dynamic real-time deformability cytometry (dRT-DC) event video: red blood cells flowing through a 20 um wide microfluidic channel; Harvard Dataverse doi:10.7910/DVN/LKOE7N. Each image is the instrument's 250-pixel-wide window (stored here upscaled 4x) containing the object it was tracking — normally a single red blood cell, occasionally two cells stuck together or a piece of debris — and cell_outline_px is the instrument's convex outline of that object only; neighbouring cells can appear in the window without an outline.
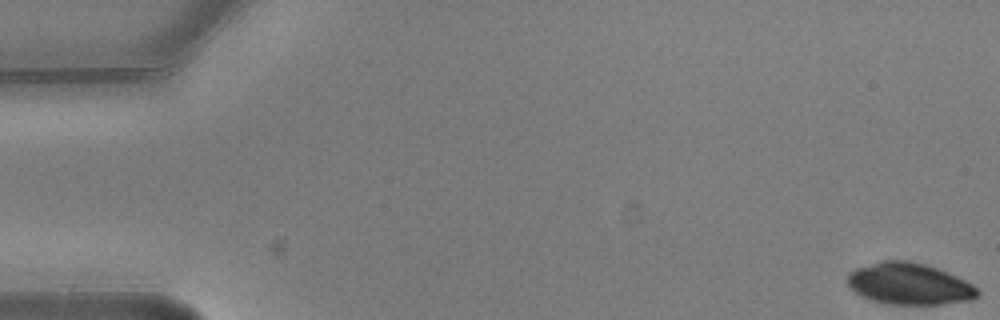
{"species": "common noctule bat (a hibernating species)", "species_latin": "Nyctalus noctula", "temperature_condition": "warm", "stored_images_in_passage": 4, "camera_frame_rate_fps": 3000, "um_per_image_px": 0.085, "animal": {"sex": "male", "body_mass_g": 20.5, "forearm_length_mm": 52.5}, "frame": {"image": 1, "passage_image": 1, "time_ms": 0.0, "image_size_px": [1000, 320], "cell_outline_px": [[980, 296], [972, 300], [940, 304], [888, 304], [872, 300], [856, 292], [848, 284], [848, 272], [856, 268], [884, 260], [908, 260], [924, 264], [936, 268], [956, 276], [972, 284], [980, 292]], "centroid_in_image_um": [77.31, 24.13], "position_along_channel_um": 7.7, "area_um2": 31.27}}